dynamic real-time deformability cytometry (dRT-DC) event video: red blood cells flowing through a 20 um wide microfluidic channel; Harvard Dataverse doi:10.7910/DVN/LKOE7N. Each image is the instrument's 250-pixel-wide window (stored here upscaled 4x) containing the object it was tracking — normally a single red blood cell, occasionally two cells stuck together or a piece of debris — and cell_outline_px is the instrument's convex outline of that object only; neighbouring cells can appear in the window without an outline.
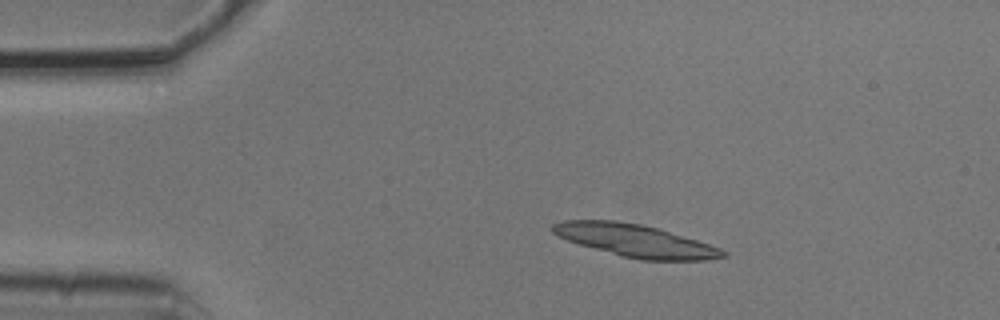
{"species": "common noctule bat (a hibernating species)", "species_latin": "Nyctalus noctula", "temperature_condition": "cold", "stored_images_in_passage": 6, "camera_frame_rate_fps": 3000, "um_per_image_px": 0.085, "animal": {"sex": "male", "body_mass_g": 20.5, "forearm_length_mm": 52.5}, "frame": {"image": 1, "passage_image": 3, "time_ms": 0.667, "image_size_px": [1000, 320], "cell_outline_px": [[728, 256], [708, 260], [640, 260], [624, 256], [580, 244], [568, 240], [552, 232], [552, 224], [564, 220], [612, 220], [640, 224], [660, 228], [720, 248], [728, 252]], "centroid_in_image_um": [54.05, 20.45], "position_along_channel_um": 30.9, "area_um2": 31.85}}